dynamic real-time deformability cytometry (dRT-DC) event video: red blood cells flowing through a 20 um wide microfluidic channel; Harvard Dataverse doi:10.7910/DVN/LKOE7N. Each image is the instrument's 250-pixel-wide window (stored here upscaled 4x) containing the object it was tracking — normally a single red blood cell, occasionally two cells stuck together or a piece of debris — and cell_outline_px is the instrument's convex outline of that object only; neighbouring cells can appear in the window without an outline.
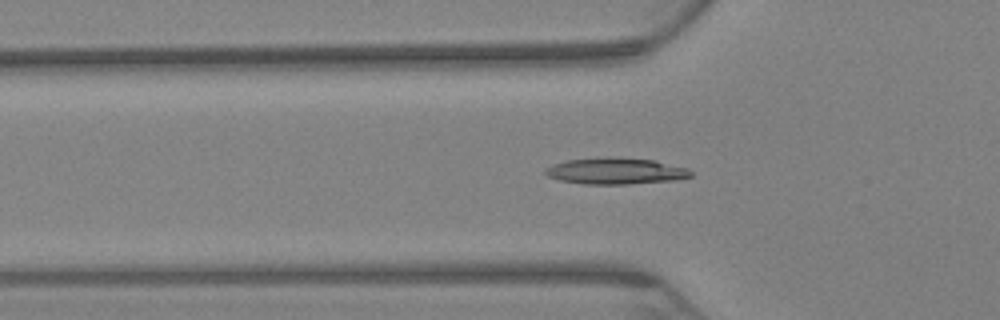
{"species": "Egyptian fruit bat (a non-hibernating species)", "species_latin": "Rousettus aegyptiacus", "temperature_condition": "warm", "stored_images_in_passage": 63, "camera_frame_rate_fps": 3000, "um_per_image_px": 0.085, "animal": {"sex": "female"}, "frame": {"image": 1, "passage_image": 24, "time_ms": 7.667, "image_size_px": [1000, 320], "cell_outline_px": [[692, 176], [676, 180], [628, 184], [584, 184], [560, 180], [548, 176], [544, 172], [544, 168], [552, 164], [568, 160], [612, 156], [656, 160], [688, 168], [692, 172]], "centroid_in_image_um": [52.35, 14.53], "position_along_channel_um": 73.5, "area_um2": 22.6}}
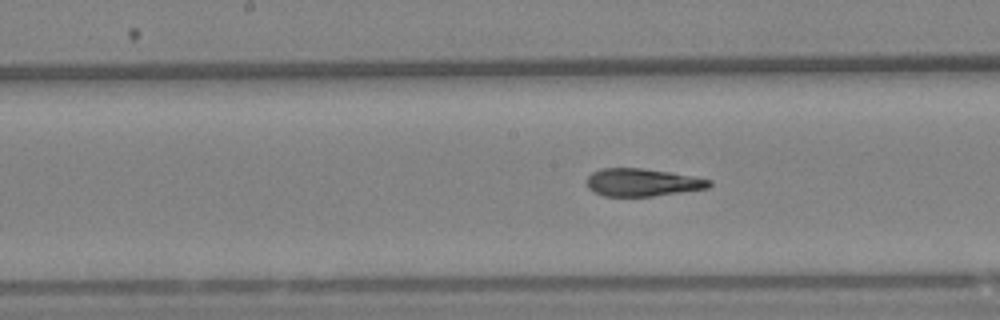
{"frame": {"image": 2, "passage_image": 36, "time_ms": 11.667, "image_size_px": [1000, 320], "cell_outline_px": [[712, 184], [708, 188], [652, 196], [604, 196], [588, 188], [588, 176], [592, 172], [600, 168], [640, 168], [672, 172], [696, 176], [712, 180]], "centroid_in_image_um": [54.63, 15.49], "position_along_channel_um": 193.6, "area_um2": 19.77}}
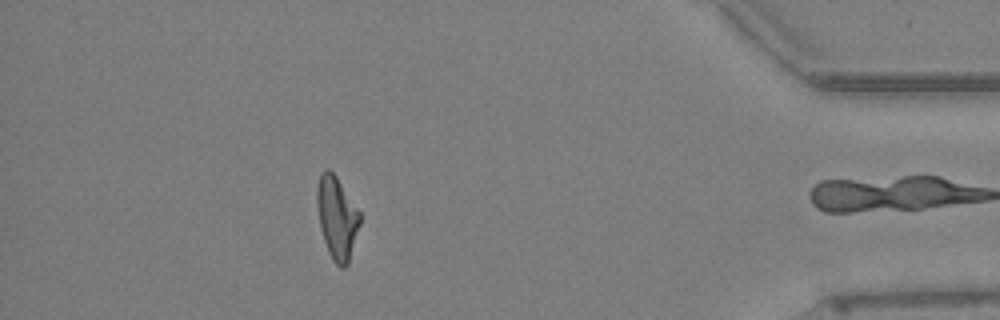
{"frame": {"image": 3, "passage_image": 62, "time_ms": 20.333, "image_size_px": [1000, 320], "cell_outline_px": [[360, 224], [348, 264], [344, 268], [340, 268], [332, 260], [328, 252], [320, 228], [316, 204], [316, 188], [320, 172], [324, 168], [328, 168], [336, 176], [360, 212]], "centroid_in_image_um": [28.61, 18.5], "position_along_channel_um": 406.6, "area_um2": 20.81}, "authors_computed_cell_mechanics": {"area_um2": 20.9814, "velocity_mm_per_s": 3.0004, "shape_relaxation_time_tau1_ms": null, "shape_relaxation_time_tau2_ms": 2.9899, "deformation_change_tau1": null, "deformation_change_tau2": 0.1246}}